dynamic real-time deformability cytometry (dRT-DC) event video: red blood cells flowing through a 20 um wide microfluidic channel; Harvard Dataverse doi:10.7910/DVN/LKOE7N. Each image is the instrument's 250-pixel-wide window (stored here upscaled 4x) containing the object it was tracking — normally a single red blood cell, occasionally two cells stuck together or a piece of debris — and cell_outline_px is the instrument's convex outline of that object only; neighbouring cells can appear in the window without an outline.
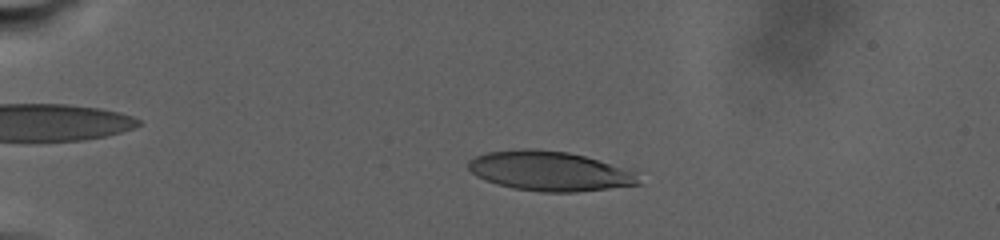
{"species": "human", "species_latin": "Homo sapiens", "temperature_condition": "warm", "stored_images_in_passage": 38, "camera_frame_rate_fps": 3000, "um_per_image_px": 0.085, "donor": {"sex": "male"}, "frame": {"image": 1, "passage_image": 10, "time_ms": 6.0, "image_size_px": [1000, 240], "cell_outline_px": [[640, 184], [576, 192], [540, 192], [512, 188], [484, 180], [476, 176], [468, 168], [468, 160], [476, 156], [488, 152], [520, 148], [536, 148], [568, 152], [584, 156], [636, 172]], "centroid_in_image_um": [46.66, 14.54], "position_along_channel_um": 38.3, "area_um2": 39.25}}
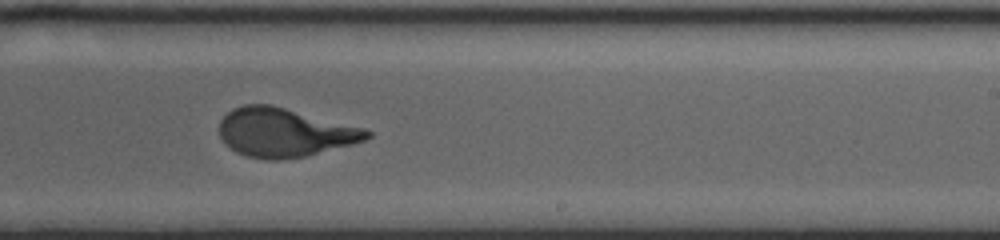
{"frame": {"image": 2, "passage_image": 25, "time_ms": 18.333, "image_size_px": [1000, 240], "cell_outline_px": [[372, 136], [364, 140], [352, 144], [304, 156], [284, 160], [268, 160], [248, 156], [236, 152], [220, 136], [220, 120], [232, 108], [244, 104], [268, 104], [364, 128], [372, 132]], "centroid_in_image_um": [24.17, 11.26], "position_along_channel_um": 264.8, "area_um2": 41.38}}
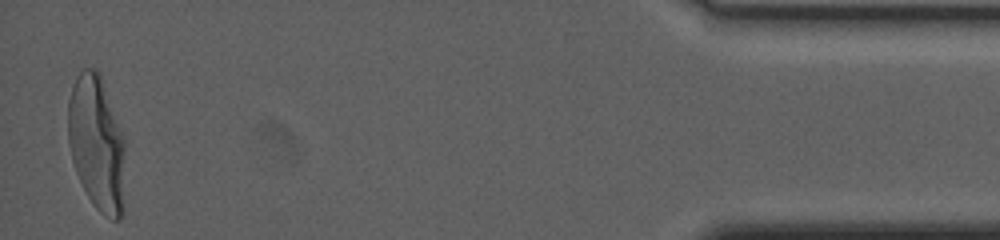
{"frame": {"image": 3, "passage_image": 38, "time_ms": 28.0, "image_size_px": [1000, 240], "cell_outline_px": [[124, 212], [120, 220], [112, 220], [104, 216], [96, 208], [88, 196], [76, 172], [72, 160], [68, 144], [68, 100], [76, 76], [84, 68], [96, 68], [100, 72], [124, 140]], "centroid_in_image_um": [8.22, 12.2], "position_along_channel_um": 427.0, "area_um2": 45.08}, "authors_computed_cell_mechanics": {"area_um2": 41.7894, "velocity_mm_per_s": 2.4109, "shape_relaxation_time_tau1_ms": 7.9752, "shape_relaxation_time_tau2_ms": null, "deformation_change_tau1": 0.284, "deformation_change_tau2": null}}